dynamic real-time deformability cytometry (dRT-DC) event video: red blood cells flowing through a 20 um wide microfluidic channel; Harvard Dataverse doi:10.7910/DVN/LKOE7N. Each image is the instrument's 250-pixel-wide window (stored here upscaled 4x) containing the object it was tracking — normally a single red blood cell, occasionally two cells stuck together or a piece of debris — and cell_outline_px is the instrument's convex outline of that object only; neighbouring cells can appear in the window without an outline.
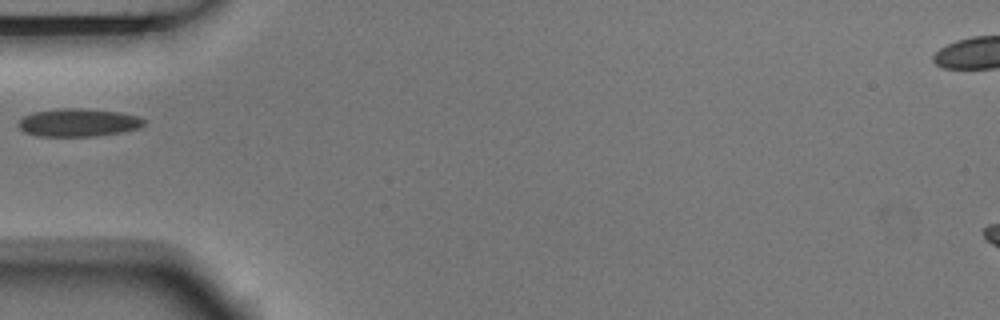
{"species": "Egyptian fruit bat (a non-hibernating species)", "species_latin": "Rousettus aegyptiacus", "temperature_condition": "room temperature", "stored_images_in_passage": 7, "camera_frame_rate_fps": 3000, "um_per_image_px": 0.085, "animal": {"sex": "male"}, "frame": {"image": 1, "passage_image": 5, "time_ms": 1.333, "image_size_px": [1000, 320], "cell_outline_px": [[148, 120], [140, 128], [120, 132], [96, 136], [36, 136], [24, 132], [16, 124], [24, 116], [32, 112], [60, 108], [80, 108], [120, 112], [140, 116]], "centroid_in_image_um": [6.67, 10.41], "position_along_channel_um": 78.3, "area_um2": 20.69}}
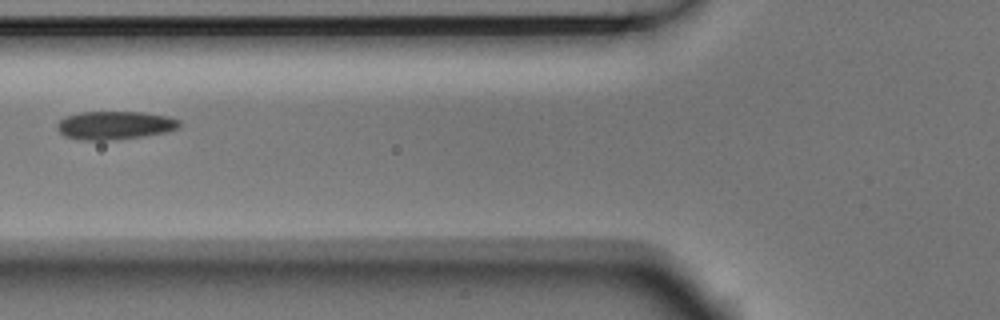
{"frame": {"image": 2, "passage_image": 6, "time_ms": 1.667, "image_size_px": [1000, 320], "cell_outline_px": [[180, 128], [164, 132], [144, 136], [108, 140], [80, 140], [64, 136], [56, 128], [56, 124], [64, 116], [80, 112], [144, 112], [168, 116], [180, 120]], "centroid_in_image_um": [9.74, 10.64], "position_along_channel_um": 116.1, "area_um2": 20.29}}
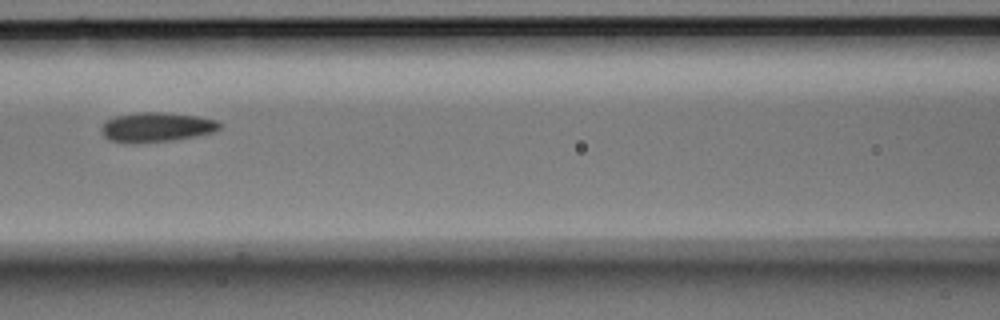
{"frame": {"image": 3, "passage_image": 7, "time_ms": 2.0, "image_size_px": [1000, 320], "cell_outline_px": [[224, 124], [216, 132], [196, 136], [172, 140], [132, 144], [124, 144], [108, 140], [100, 132], [100, 128], [104, 120], [116, 116], [136, 112], [164, 112], [196, 116], [216, 120]], "centroid_in_image_um": [13.26, 10.82], "position_along_channel_um": 153.3, "area_um2": 20.92}}